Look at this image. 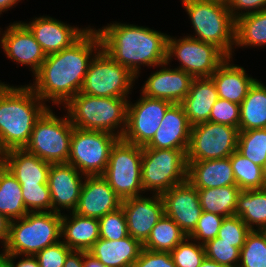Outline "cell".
Listing matches in <instances>:
<instances>
[{
  "mask_svg": "<svg viewBox=\"0 0 266 267\" xmlns=\"http://www.w3.org/2000/svg\"><path fill=\"white\" fill-rule=\"evenodd\" d=\"M101 48L100 34L89 27L70 47L48 54L29 86L44 103L64 106L80 92L90 61Z\"/></svg>",
  "mask_w": 266,
  "mask_h": 267,
  "instance_id": "6da1fadb",
  "label": "cell"
},
{
  "mask_svg": "<svg viewBox=\"0 0 266 267\" xmlns=\"http://www.w3.org/2000/svg\"><path fill=\"white\" fill-rule=\"evenodd\" d=\"M97 31L102 49L137 78L141 65L160 67L167 61L168 35L161 31L120 22L110 23Z\"/></svg>",
  "mask_w": 266,
  "mask_h": 267,
  "instance_id": "7a4b0ae2",
  "label": "cell"
},
{
  "mask_svg": "<svg viewBox=\"0 0 266 267\" xmlns=\"http://www.w3.org/2000/svg\"><path fill=\"white\" fill-rule=\"evenodd\" d=\"M48 107L29 85L15 87L0 82L1 157L27 146L35 122Z\"/></svg>",
  "mask_w": 266,
  "mask_h": 267,
  "instance_id": "3957f363",
  "label": "cell"
},
{
  "mask_svg": "<svg viewBox=\"0 0 266 267\" xmlns=\"http://www.w3.org/2000/svg\"><path fill=\"white\" fill-rule=\"evenodd\" d=\"M127 104L128 98L95 97L79 92L64 108L75 128L105 131L122 138L126 128Z\"/></svg>",
  "mask_w": 266,
  "mask_h": 267,
  "instance_id": "277c9868",
  "label": "cell"
},
{
  "mask_svg": "<svg viewBox=\"0 0 266 267\" xmlns=\"http://www.w3.org/2000/svg\"><path fill=\"white\" fill-rule=\"evenodd\" d=\"M62 214L56 212H28L10 221L9 236L2 255H32L61 239Z\"/></svg>",
  "mask_w": 266,
  "mask_h": 267,
  "instance_id": "5b68a950",
  "label": "cell"
},
{
  "mask_svg": "<svg viewBox=\"0 0 266 267\" xmlns=\"http://www.w3.org/2000/svg\"><path fill=\"white\" fill-rule=\"evenodd\" d=\"M195 36L189 37L215 44L228 57L233 58L236 20L227 4L208 0H182Z\"/></svg>",
  "mask_w": 266,
  "mask_h": 267,
  "instance_id": "8992f818",
  "label": "cell"
},
{
  "mask_svg": "<svg viewBox=\"0 0 266 267\" xmlns=\"http://www.w3.org/2000/svg\"><path fill=\"white\" fill-rule=\"evenodd\" d=\"M63 117L59 118L48 107L35 122L24 149L50 164L67 163L74 126L67 113Z\"/></svg>",
  "mask_w": 266,
  "mask_h": 267,
  "instance_id": "52a82bcc",
  "label": "cell"
},
{
  "mask_svg": "<svg viewBox=\"0 0 266 267\" xmlns=\"http://www.w3.org/2000/svg\"><path fill=\"white\" fill-rule=\"evenodd\" d=\"M187 180L186 154L179 149L142 148L141 185L144 193L162 194Z\"/></svg>",
  "mask_w": 266,
  "mask_h": 267,
  "instance_id": "ba28073f",
  "label": "cell"
},
{
  "mask_svg": "<svg viewBox=\"0 0 266 267\" xmlns=\"http://www.w3.org/2000/svg\"><path fill=\"white\" fill-rule=\"evenodd\" d=\"M136 79L101 48L90 61L80 93L95 97L128 98Z\"/></svg>",
  "mask_w": 266,
  "mask_h": 267,
  "instance_id": "9c48e42d",
  "label": "cell"
},
{
  "mask_svg": "<svg viewBox=\"0 0 266 267\" xmlns=\"http://www.w3.org/2000/svg\"><path fill=\"white\" fill-rule=\"evenodd\" d=\"M142 146L119 138L110 151L107 168L102 175L122 199L141 196Z\"/></svg>",
  "mask_w": 266,
  "mask_h": 267,
  "instance_id": "30bf717a",
  "label": "cell"
},
{
  "mask_svg": "<svg viewBox=\"0 0 266 267\" xmlns=\"http://www.w3.org/2000/svg\"><path fill=\"white\" fill-rule=\"evenodd\" d=\"M119 137L105 131L73 128L68 162L85 176L103 175Z\"/></svg>",
  "mask_w": 266,
  "mask_h": 267,
  "instance_id": "8fae6325",
  "label": "cell"
},
{
  "mask_svg": "<svg viewBox=\"0 0 266 267\" xmlns=\"http://www.w3.org/2000/svg\"><path fill=\"white\" fill-rule=\"evenodd\" d=\"M175 56L181 69L194 78L211 77L212 73L228 58L215 44L203 42L189 35L177 39L168 35L167 62Z\"/></svg>",
  "mask_w": 266,
  "mask_h": 267,
  "instance_id": "7c38bea8",
  "label": "cell"
},
{
  "mask_svg": "<svg viewBox=\"0 0 266 267\" xmlns=\"http://www.w3.org/2000/svg\"><path fill=\"white\" fill-rule=\"evenodd\" d=\"M239 128L211 121L191 128L186 160H215L229 157L237 150Z\"/></svg>",
  "mask_w": 266,
  "mask_h": 267,
  "instance_id": "4fadbf2b",
  "label": "cell"
},
{
  "mask_svg": "<svg viewBox=\"0 0 266 267\" xmlns=\"http://www.w3.org/2000/svg\"><path fill=\"white\" fill-rule=\"evenodd\" d=\"M127 104L126 128L122 139L138 146H146L155 136L166 110L172 104L163 99L141 94L136 103Z\"/></svg>",
  "mask_w": 266,
  "mask_h": 267,
  "instance_id": "5bb4252c",
  "label": "cell"
},
{
  "mask_svg": "<svg viewBox=\"0 0 266 267\" xmlns=\"http://www.w3.org/2000/svg\"><path fill=\"white\" fill-rule=\"evenodd\" d=\"M161 197L165 215L175 221L188 236L203 212L197 188L186 180L163 192Z\"/></svg>",
  "mask_w": 266,
  "mask_h": 267,
  "instance_id": "9a60e30c",
  "label": "cell"
},
{
  "mask_svg": "<svg viewBox=\"0 0 266 267\" xmlns=\"http://www.w3.org/2000/svg\"><path fill=\"white\" fill-rule=\"evenodd\" d=\"M5 30L0 39L5 55L13 62L31 67L35 75L47 56L42 47L21 21H14Z\"/></svg>",
  "mask_w": 266,
  "mask_h": 267,
  "instance_id": "2e32d148",
  "label": "cell"
},
{
  "mask_svg": "<svg viewBox=\"0 0 266 267\" xmlns=\"http://www.w3.org/2000/svg\"><path fill=\"white\" fill-rule=\"evenodd\" d=\"M142 196L122 200L121 207L126 216L128 234L143 244L165 212L160 194H153L150 198Z\"/></svg>",
  "mask_w": 266,
  "mask_h": 267,
  "instance_id": "e0dca14e",
  "label": "cell"
},
{
  "mask_svg": "<svg viewBox=\"0 0 266 267\" xmlns=\"http://www.w3.org/2000/svg\"><path fill=\"white\" fill-rule=\"evenodd\" d=\"M81 178L85 175L69 163L51 164L48 186L53 212L63 214L62 208L74 212L84 183Z\"/></svg>",
  "mask_w": 266,
  "mask_h": 267,
  "instance_id": "ac0fdd59",
  "label": "cell"
},
{
  "mask_svg": "<svg viewBox=\"0 0 266 267\" xmlns=\"http://www.w3.org/2000/svg\"><path fill=\"white\" fill-rule=\"evenodd\" d=\"M75 213L101 218L121 207L122 199L102 175L85 176Z\"/></svg>",
  "mask_w": 266,
  "mask_h": 267,
  "instance_id": "d6986e66",
  "label": "cell"
},
{
  "mask_svg": "<svg viewBox=\"0 0 266 267\" xmlns=\"http://www.w3.org/2000/svg\"><path fill=\"white\" fill-rule=\"evenodd\" d=\"M166 61L147 78L142 92L146 97L163 99L171 103H181L189 93L194 77L181 69H170Z\"/></svg>",
  "mask_w": 266,
  "mask_h": 267,
  "instance_id": "ffe728a7",
  "label": "cell"
},
{
  "mask_svg": "<svg viewBox=\"0 0 266 267\" xmlns=\"http://www.w3.org/2000/svg\"><path fill=\"white\" fill-rule=\"evenodd\" d=\"M22 23L30 30L46 55L70 47L89 28L73 27L50 16H40L32 22Z\"/></svg>",
  "mask_w": 266,
  "mask_h": 267,
  "instance_id": "44dd1931",
  "label": "cell"
},
{
  "mask_svg": "<svg viewBox=\"0 0 266 267\" xmlns=\"http://www.w3.org/2000/svg\"><path fill=\"white\" fill-rule=\"evenodd\" d=\"M192 125L181 103H172L166 110L153 139L142 148L179 149L187 153Z\"/></svg>",
  "mask_w": 266,
  "mask_h": 267,
  "instance_id": "7402d4cb",
  "label": "cell"
},
{
  "mask_svg": "<svg viewBox=\"0 0 266 267\" xmlns=\"http://www.w3.org/2000/svg\"><path fill=\"white\" fill-rule=\"evenodd\" d=\"M186 161L187 180L197 189L236 185L230 157Z\"/></svg>",
  "mask_w": 266,
  "mask_h": 267,
  "instance_id": "603a6c76",
  "label": "cell"
},
{
  "mask_svg": "<svg viewBox=\"0 0 266 267\" xmlns=\"http://www.w3.org/2000/svg\"><path fill=\"white\" fill-rule=\"evenodd\" d=\"M1 164L13 174L20 185L48 184L51 164L25 149L5 152L1 157Z\"/></svg>",
  "mask_w": 266,
  "mask_h": 267,
  "instance_id": "cb8c5ba5",
  "label": "cell"
},
{
  "mask_svg": "<svg viewBox=\"0 0 266 267\" xmlns=\"http://www.w3.org/2000/svg\"><path fill=\"white\" fill-rule=\"evenodd\" d=\"M142 249L143 244L128 235L120 240L99 238L88 252L105 267H132Z\"/></svg>",
  "mask_w": 266,
  "mask_h": 267,
  "instance_id": "d4e9b609",
  "label": "cell"
},
{
  "mask_svg": "<svg viewBox=\"0 0 266 267\" xmlns=\"http://www.w3.org/2000/svg\"><path fill=\"white\" fill-rule=\"evenodd\" d=\"M228 57L211 75L219 98L241 104L249 88L257 80L248 76L243 67L230 64Z\"/></svg>",
  "mask_w": 266,
  "mask_h": 267,
  "instance_id": "484cf974",
  "label": "cell"
},
{
  "mask_svg": "<svg viewBox=\"0 0 266 267\" xmlns=\"http://www.w3.org/2000/svg\"><path fill=\"white\" fill-rule=\"evenodd\" d=\"M218 99L211 77L194 78L189 93L181 102L190 124L193 126L210 121L212 107Z\"/></svg>",
  "mask_w": 266,
  "mask_h": 267,
  "instance_id": "4316f807",
  "label": "cell"
},
{
  "mask_svg": "<svg viewBox=\"0 0 266 267\" xmlns=\"http://www.w3.org/2000/svg\"><path fill=\"white\" fill-rule=\"evenodd\" d=\"M62 237V242L71 250L88 251L100 238L98 218L81 216L75 212H71L70 217L62 215Z\"/></svg>",
  "mask_w": 266,
  "mask_h": 267,
  "instance_id": "83f0119b",
  "label": "cell"
},
{
  "mask_svg": "<svg viewBox=\"0 0 266 267\" xmlns=\"http://www.w3.org/2000/svg\"><path fill=\"white\" fill-rule=\"evenodd\" d=\"M266 128V85L256 80L240 104L239 131Z\"/></svg>",
  "mask_w": 266,
  "mask_h": 267,
  "instance_id": "f1b7e54d",
  "label": "cell"
},
{
  "mask_svg": "<svg viewBox=\"0 0 266 267\" xmlns=\"http://www.w3.org/2000/svg\"><path fill=\"white\" fill-rule=\"evenodd\" d=\"M27 213L20 183L0 163V214L12 221L24 217Z\"/></svg>",
  "mask_w": 266,
  "mask_h": 267,
  "instance_id": "f546056e",
  "label": "cell"
},
{
  "mask_svg": "<svg viewBox=\"0 0 266 267\" xmlns=\"http://www.w3.org/2000/svg\"><path fill=\"white\" fill-rule=\"evenodd\" d=\"M251 229L266 228V188L241 191L235 214Z\"/></svg>",
  "mask_w": 266,
  "mask_h": 267,
  "instance_id": "4dcf8cb0",
  "label": "cell"
},
{
  "mask_svg": "<svg viewBox=\"0 0 266 267\" xmlns=\"http://www.w3.org/2000/svg\"><path fill=\"white\" fill-rule=\"evenodd\" d=\"M203 211L223 217L235 214L241 189L237 185L197 189Z\"/></svg>",
  "mask_w": 266,
  "mask_h": 267,
  "instance_id": "1f68e13d",
  "label": "cell"
},
{
  "mask_svg": "<svg viewBox=\"0 0 266 267\" xmlns=\"http://www.w3.org/2000/svg\"><path fill=\"white\" fill-rule=\"evenodd\" d=\"M235 46H266V9L236 19Z\"/></svg>",
  "mask_w": 266,
  "mask_h": 267,
  "instance_id": "d6a6232c",
  "label": "cell"
},
{
  "mask_svg": "<svg viewBox=\"0 0 266 267\" xmlns=\"http://www.w3.org/2000/svg\"><path fill=\"white\" fill-rule=\"evenodd\" d=\"M186 237V233L178 224L164 214L152 228L149 237L143 243V249L171 252Z\"/></svg>",
  "mask_w": 266,
  "mask_h": 267,
  "instance_id": "836d02e7",
  "label": "cell"
},
{
  "mask_svg": "<svg viewBox=\"0 0 266 267\" xmlns=\"http://www.w3.org/2000/svg\"><path fill=\"white\" fill-rule=\"evenodd\" d=\"M229 157L236 185L242 191L266 188L263 167L253 163L237 150Z\"/></svg>",
  "mask_w": 266,
  "mask_h": 267,
  "instance_id": "e575fe53",
  "label": "cell"
},
{
  "mask_svg": "<svg viewBox=\"0 0 266 267\" xmlns=\"http://www.w3.org/2000/svg\"><path fill=\"white\" fill-rule=\"evenodd\" d=\"M237 151L253 163H266V128L239 131Z\"/></svg>",
  "mask_w": 266,
  "mask_h": 267,
  "instance_id": "d590c367",
  "label": "cell"
},
{
  "mask_svg": "<svg viewBox=\"0 0 266 267\" xmlns=\"http://www.w3.org/2000/svg\"><path fill=\"white\" fill-rule=\"evenodd\" d=\"M238 267H266V234L263 230H251L240 249Z\"/></svg>",
  "mask_w": 266,
  "mask_h": 267,
  "instance_id": "8d00e7d4",
  "label": "cell"
},
{
  "mask_svg": "<svg viewBox=\"0 0 266 267\" xmlns=\"http://www.w3.org/2000/svg\"><path fill=\"white\" fill-rule=\"evenodd\" d=\"M170 253L176 267H199L206 257L204 244L188 236Z\"/></svg>",
  "mask_w": 266,
  "mask_h": 267,
  "instance_id": "74e56055",
  "label": "cell"
},
{
  "mask_svg": "<svg viewBox=\"0 0 266 267\" xmlns=\"http://www.w3.org/2000/svg\"><path fill=\"white\" fill-rule=\"evenodd\" d=\"M206 258L227 267H238L240 261V249L235 243L223 242L215 237L204 244Z\"/></svg>",
  "mask_w": 266,
  "mask_h": 267,
  "instance_id": "f35d334b",
  "label": "cell"
},
{
  "mask_svg": "<svg viewBox=\"0 0 266 267\" xmlns=\"http://www.w3.org/2000/svg\"><path fill=\"white\" fill-rule=\"evenodd\" d=\"M100 238L120 240L128 236L127 220L122 207L98 219Z\"/></svg>",
  "mask_w": 266,
  "mask_h": 267,
  "instance_id": "ab89813d",
  "label": "cell"
},
{
  "mask_svg": "<svg viewBox=\"0 0 266 267\" xmlns=\"http://www.w3.org/2000/svg\"><path fill=\"white\" fill-rule=\"evenodd\" d=\"M28 212H51L52 202L48 184L21 185Z\"/></svg>",
  "mask_w": 266,
  "mask_h": 267,
  "instance_id": "60d3db41",
  "label": "cell"
},
{
  "mask_svg": "<svg viewBox=\"0 0 266 267\" xmlns=\"http://www.w3.org/2000/svg\"><path fill=\"white\" fill-rule=\"evenodd\" d=\"M251 229L236 215L224 217L218 232V238L223 242L235 243V247L241 249Z\"/></svg>",
  "mask_w": 266,
  "mask_h": 267,
  "instance_id": "b9f144b4",
  "label": "cell"
},
{
  "mask_svg": "<svg viewBox=\"0 0 266 267\" xmlns=\"http://www.w3.org/2000/svg\"><path fill=\"white\" fill-rule=\"evenodd\" d=\"M223 219V216L203 211L195 229L188 237L200 244H205L207 241L218 236Z\"/></svg>",
  "mask_w": 266,
  "mask_h": 267,
  "instance_id": "7bdbcfd3",
  "label": "cell"
},
{
  "mask_svg": "<svg viewBox=\"0 0 266 267\" xmlns=\"http://www.w3.org/2000/svg\"><path fill=\"white\" fill-rule=\"evenodd\" d=\"M210 121L239 128L240 105L219 98L212 107Z\"/></svg>",
  "mask_w": 266,
  "mask_h": 267,
  "instance_id": "ee69618b",
  "label": "cell"
},
{
  "mask_svg": "<svg viewBox=\"0 0 266 267\" xmlns=\"http://www.w3.org/2000/svg\"><path fill=\"white\" fill-rule=\"evenodd\" d=\"M71 251L64 242L58 241L38 252L35 257L40 267H63L65 259Z\"/></svg>",
  "mask_w": 266,
  "mask_h": 267,
  "instance_id": "f6af8a7d",
  "label": "cell"
},
{
  "mask_svg": "<svg viewBox=\"0 0 266 267\" xmlns=\"http://www.w3.org/2000/svg\"><path fill=\"white\" fill-rule=\"evenodd\" d=\"M132 267H176L170 252L142 249Z\"/></svg>",
  "mask_w": 266,
  "mask_h": 267,
  "instance_id": "bcb514c9",
  "label": "cell"
},
{
  "mask_svg": "<svg viewBox=\"0 0 266 267\" xmlns=\"http://www.w3.org/2000/svg\"><path fill=\"white\" fill-rule=\"evenodd\" d=\"M227 7L236 20L243 15L265 10L266 0H229Z\"/></svg>",
  "mask_w": 266,
  "mask_h": 267,
  "instance_id": "7dc6e473",
  "label": "cell"
},
{
  "mask_svg": "<svg viewBox=\"0 0 266 267\" xmlns=\"http://www.w3.org/2000/svg\"><path fill=\"white\" fill-rule=\"evenodd\" d=\"M3 256L7 259L11 267H40L37 258L32 255H25V258L23 255V258L20 259V261L17 262L16 265L14 262V258L16 259L18 255L14 254V255H3Z\"/></svg>",
  "mask_w": 266,
  "mask_h": 267,
  "instance_id": "c3c4849f",
  "label": "cell"
},
{
  "mask_svg": "<svg viewBox=\"0 0 266 267\" xmlns=\"http://www.w3.org/2000/svg\"><path fill=\"white\" fill-rule=\"evenodd\" d=\"M63 267H83V251L72 250L66 257Z\"/></svg>",
  "mask_w": 266,
  "mask_h": 267,
  "instance_id": "681fc988",
  "label": "cell"
},
{
  "mask_svg": "<svg viewBox=\"0 0 266 267\" xmlns=\"http://www.w3.org/2000/svg\"><path fill=\"white\" fill-rule=\"evenodd\" d=\"M9 224L10 220L4 215L0 214V241L5 247L9 236Z\"/></svg>",
  "mask_w": 266,
  "mask_h": 267,
  "instance_id": "f907efd6",
  "label": "cell"
},
{
  "mask_svg": "<svg viewBox=\"0 0 266 267\" xmlns=\"http://www.w3.org/2000/svg\"><path fill=\"white\" fill-rule=\"evenodd\" d=\"M83 267H105L96 257L88 251H83Z\"/></svg>",
  "mask_w": 266,
  "mask_h": 267,
  "instance_id": "816d5d0a",
  "label": "cell"
},
{
  "mask_svg": "<svg viewBox=\"0 0 266 267\" xmlns=\"http://www.w3.org/2000/svg\"><path fill=\"white\" fill-rule=\"evenodd\" d=\"M20 1L21 0H0V15L2 14V12L8 11L9 8H12L16 4H18V2Z\"/></svg>",
  "mask_w": 266,
  "mask_h": 267,
  "instance_id": "f5cc1de1",
  "label": "cell"
},
{
  "mask_svg": "<svg viewBox=\"0 0 266 267\" xmlns=\"http://www.w3.org/2000/svg\"><path fill=\"white\" fill-rule=\"evenodd\" d=\"M199 267H227V266L220 265L219 263L205 257Z\"/></svg>",
  "mask_w": 266,
  "mask_h": 267,
  "instance_id": "db71d44e",
  "label": "cell"
},
{
  "mask_svg": "<svg viewBox=\"0 0 266 267\" xmlns=\"http://www.w3.org/2000/svg\"><path fill=\"white\" fill-rule=\"evenodd\" d=\"M0 267H11L7 259L2 254H0Z\"/></svg>",
  "mask_w": 266,
  "mask_h": 267,
  "instance_id": "11a10c76",
  "label": "cell"
},
{
  "mask_svg": "<svg viewBox=\"0 0 266 267\" xmlns=\"http://www.w3.org/2000/svg\"><path fill=\"white\" fill-rule=\"evenodd\" d=\"M208 1H217L227 4L229 0H208Z\"/></svg>",
  "mask_w": 266,
  "mask_h": 267,
  "instance_id": "9f6ffc18",
  "label": "cell"
},
{
  "mask_svg": "<svg viewBox=\"0 0 266 267\" xmlns=\"http://www.w3.org/2000/svg\"><path fill=\"white\" fill-rule=\"evenodd\" d=\"M263 174H264V178H265V180H266V163H265V165H264V167H263Z\"/></svg>",
  "mask_w": 266,
  "mask_h": 267,
  "instance_id": "6f0895ef",
  "label": "cell"
}]
</instances>
